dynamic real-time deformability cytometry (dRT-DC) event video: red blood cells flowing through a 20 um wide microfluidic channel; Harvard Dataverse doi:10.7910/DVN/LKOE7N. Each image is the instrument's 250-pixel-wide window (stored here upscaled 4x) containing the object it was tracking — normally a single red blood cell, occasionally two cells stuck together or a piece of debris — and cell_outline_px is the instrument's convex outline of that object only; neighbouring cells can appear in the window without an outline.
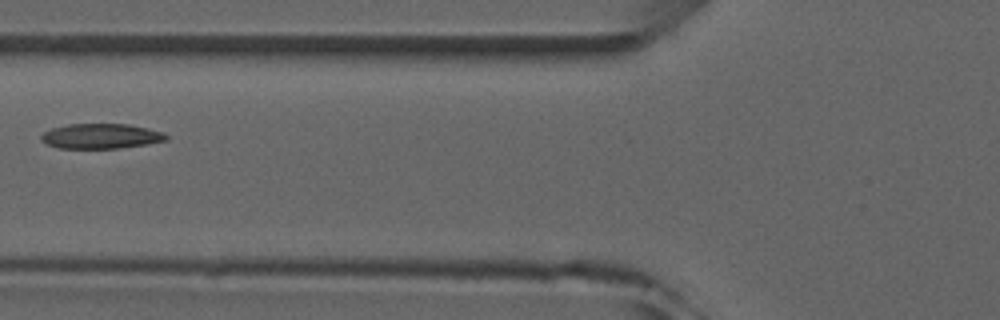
{"species": "common noctule bat (a hibernating species)", "species_latin": "Nyctalus noctula", "temperature_condition": "room temperature", "stored_images_in_passage": 6, "camera_frame_rate_fps": 3000, "um_per_image_px": 0.085, "animal": {"sex": "male", "forearm_length_mm": 52.5}, "frame": {"image": 1, "passage_image": 6, "time_ms": 5.667, "image_size_px": [1000, 320], "cell_outline_px": [[168, 140], [120, 148], [60, 148], [48, 144], [40, 140], [40, 136], [44, 132], [52, 128], [68, 124], [128, 124], [148, 128], [164, 132], [168, 136]], "centroid_in_image_um": [8.59, 11.56], "position_along_channel_um": 117.2, "area_um2": 18.15}}